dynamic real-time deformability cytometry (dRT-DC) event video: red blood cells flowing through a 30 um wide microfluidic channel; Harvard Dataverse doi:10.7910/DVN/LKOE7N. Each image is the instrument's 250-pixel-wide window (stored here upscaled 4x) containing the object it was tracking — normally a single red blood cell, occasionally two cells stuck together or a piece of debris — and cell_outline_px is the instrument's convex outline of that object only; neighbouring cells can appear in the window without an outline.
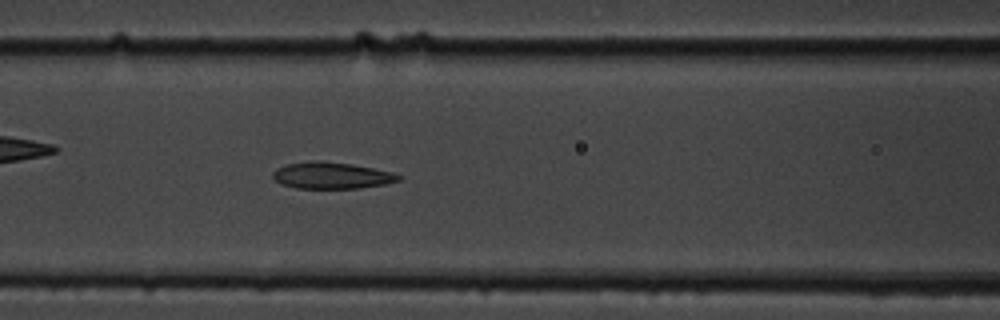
{"species": "common noctule bat (a hibernating species)", "species_latin": "Nyctalus noctula", "temperature_condition": "cold", "stored_images_in_passage": 47, "camera_frame_rate_fps": 3000, "um_per_image_px": 0.085, "animal": {"sex": "male", "body_mass_g": 19.5, "forearm_length_mm": 54.6}, "frame": {"image": 1, "passage_image": 14, "time_ms": 4.333, "image_size_px": [1000, 320], "cell_outline_px": [[404, 180], [384, 184], [360, 188], [296, 188], [280, 184], [272, 176], [272, 172], [276, 168], [288, 164], [312, 160], [320, 160], [352, 164], [392, 172], [404, 176]], "centroid_in_image_um": [28.21, 14.91], "position_along_channel_um": 138.4, "area_um2": 19.65}}
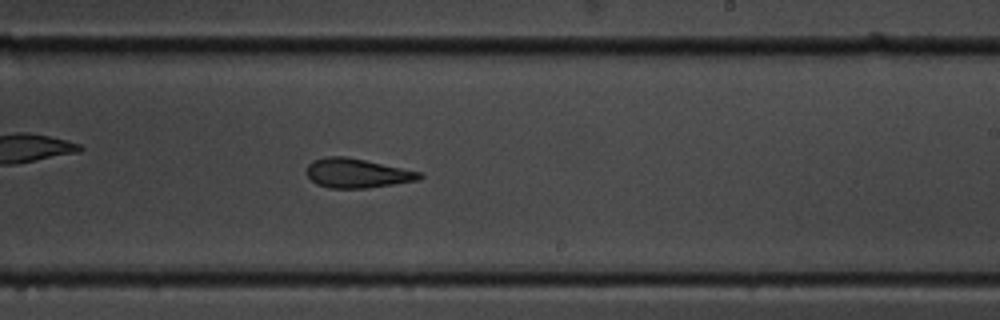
{"frame": {"image": 2, "passage_image": 24, "time_ms": 7.667, "image_size_px": [1000, 320], "cell_outline_px": [[424, 176], [420, 180], [368, 188], [328, 188], [316, 184], [304, 172], [308, 164], [312, 160], [328, 156], [344, 156], [424, 172]], "centroid_in_image_um": [30.36, 14.72], "position_along_channel_um": 258.6, "area_um2": 19.54}}
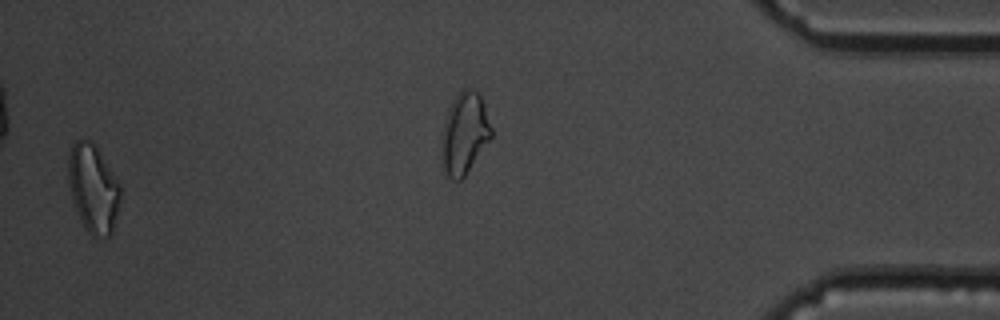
{"frame": {"image": 3, "passage_image": 45, "time_ms": 14.667, "image_size_px": [1000, 320], "cell_outline_px": [[120, 196], [112, 232], [108, 236], [92, 236], [84, 228], [80, 220], [72, 200], [68, 184], [68, 152], [72, 144], [76, 140], [92, 140], [96, 144], [120, 184]], "centroid_in_image_um": [7.89, 15.97], "position_along_channel_um": 427.3, "area_um2": 26.88}, "authors_computed_cell_mechanics": {"area_um2": 19.9988, "velocity_mm_per_s": 3.617, "shape_relaxation_time_tau1_ms": 8.3886, "shape_relaxation_time_tau2_ms": 3.2375, "deformation_change_tau1": 0.1936, "deformation_change_tau2": 0.1178}}